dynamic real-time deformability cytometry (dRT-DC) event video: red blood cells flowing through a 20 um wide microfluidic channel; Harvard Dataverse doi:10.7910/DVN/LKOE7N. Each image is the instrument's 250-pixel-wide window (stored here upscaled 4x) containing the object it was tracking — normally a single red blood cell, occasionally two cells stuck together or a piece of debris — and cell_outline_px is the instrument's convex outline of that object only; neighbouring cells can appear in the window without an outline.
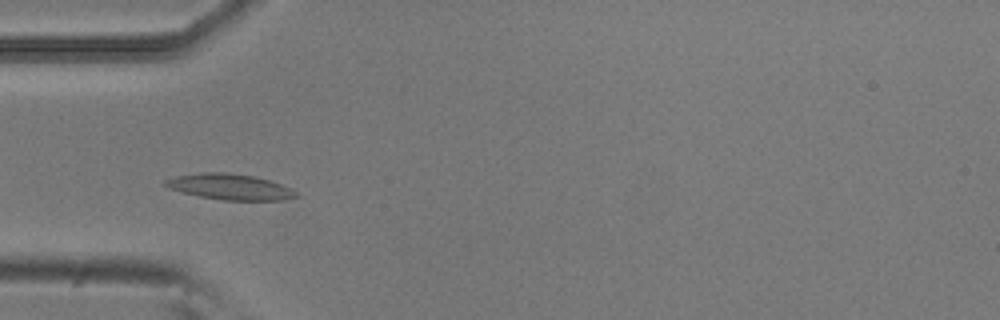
{"species": "common noctule bat (a hibernating species)", "species_latin": "Nyctalus noctula", "temperature_condition": "room temperature", "stored_images_in_passage": 45, "camera_frame_rate_fps": 3000, "um_per_image_px": 0.085, "animal": {"sex": "male", "body_mass_g": 20.5, "forearm_length_mm": 52.5}, "frame": {"image": 1, "passage_image": 14, "time_ms": 4.333, "image_size_px": [1000, 320], "cell_outline_px": [[300, 196], [284, 200], [224, 200], [200, 196], [168, 188], [164, 184], [164, 180], [176, 176], [200, 172], [224, 172], [252, 176], [268, 180], [292, 188]], "centroid_in_image_um": [19.56, 15.88], "position_along_channel_um": 65.4, "area_um2": 19.48}}
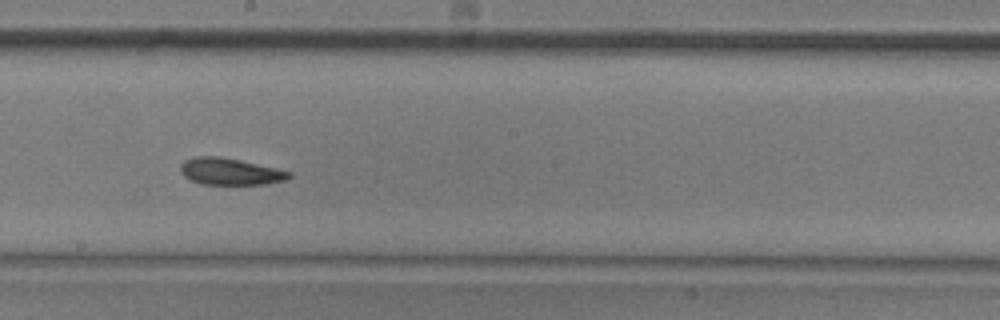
{"frame": {"image": 2, "passage_image": 27, "time_ms": 8.667, "image_size_px": [1000, 320], "cell_outline_px": [[292, 176], [288, 180], [264, 184], [200, 184], [184, 176], [180, 172], [180, 164], [184, 160], [196, 156], [216, 156], [240, 160], [276, 168], [292, 172]], "centroid_in_image_um": [19.57, 14.58], "position_along_channel_um": 228.6, "area_um2": 16.99}}
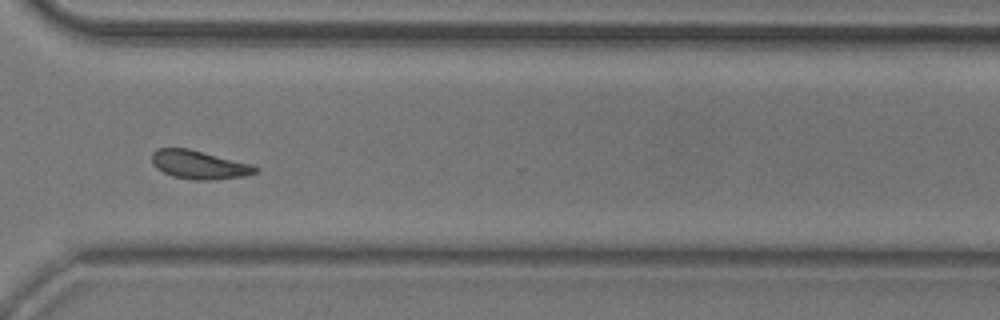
{"frame": {"image": 3, "passage_image": 37, "time_ms": 12.0, "image_size_px": [1000, 320], "cell_outline_px": [[260, 172], [244, 176], [216, 180], [196, 180], [172, 176], [156, 168], [152, 164], [152, 152], [156, 148], [188, 148], [252, 164], [260, 168]], "centroid_in_image_um": [16.95, 14.0], "position_along_channel_um": 353.6, "area_um2": 17.4}, "authors_computed_cell_mechanics": {"area_um2": 17.629, "velocity_mm_per_s": 3.7579, "shape_relaxation_time_tau1_ms": 4.7171, "shape_relaxation_time_tau2_ms": 3.3557, "deformation_change_tau1": 0.1102, "deformation_change_tau2": 0.0851}}